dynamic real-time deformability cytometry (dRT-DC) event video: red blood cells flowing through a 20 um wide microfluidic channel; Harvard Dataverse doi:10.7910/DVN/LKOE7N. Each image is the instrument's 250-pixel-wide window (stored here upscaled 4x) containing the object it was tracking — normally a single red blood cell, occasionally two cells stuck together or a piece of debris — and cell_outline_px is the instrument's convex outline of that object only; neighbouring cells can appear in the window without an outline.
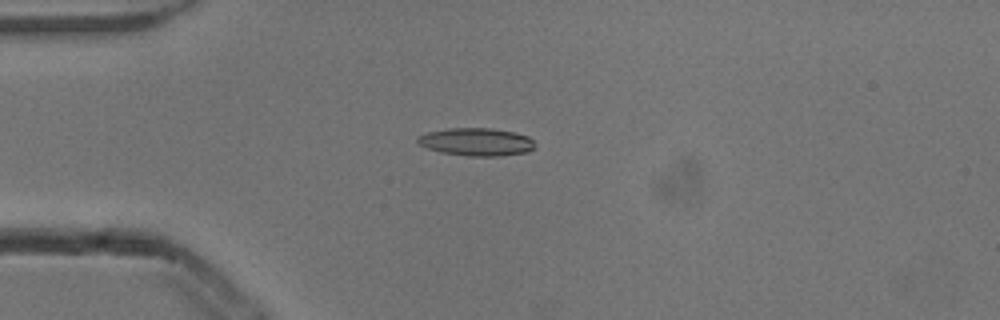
{"species": "common noctule bat (a hibernating species)", "species_latin": "Nyctalus noctula", "temperature_condition": "cold", "stored_images_in_passage": 4, "camera_frame_rate_fps": 3000, "um_per_image_px": 0.085, "animal": {"sex": "male", "body_mass_g": 13.3}, "frame": {"image": 1, "passage_image": 2, "time_ms": 0.333, "image_size_px": [1000, 320], "cell_outline_px": [[536, 148], [528, 152], [500, 156], [468, 156], [440, 152], [428, 148], [420, 144], [416, 140], [416, 136], [428, 132], [448, 128], [492, 128], [512, 132], [528, 136], [536, 144]], "centroid_in_image_um": [40.51, 12.06], "position_along_channel_um": 44.5, "area_um2": 19.13}}
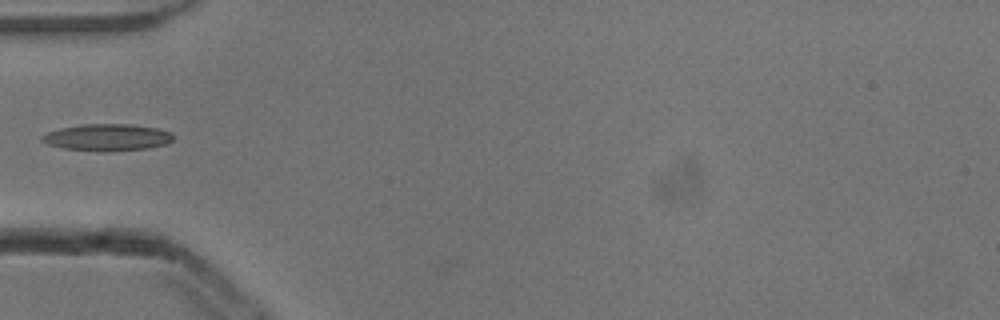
{"frame": {"image": 2, "passage_image": 3, "time_ms": 0.667, "image_size_px": [1000, 320], "cell_outline_px": [[172, 140], [168, 144], [148, 148], [104, 152], [96, 152], [64, 148], [48, 144], [40, 140], [40, 136], [48, 132], [60, 128], [84, 124], [132, 124], [160, 128], [172, 132]], "centroid_in_image_um": [9.14, 11.68], "position_along_channel_um": 75.9, "area_um2": 20.81}}
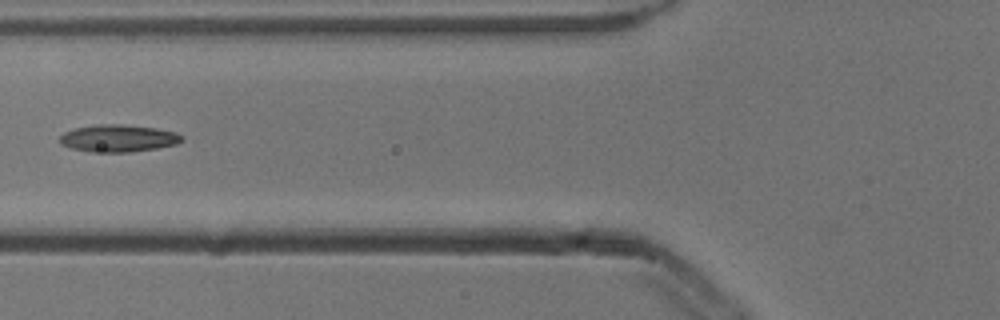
{"frame": {"image": 3, "passage_image": 4, "time_ms": 1.0, "image_size_px": [1000, 320], "cell_outline_px": [[184, 140], [176, 144], [156, 148], [132, 152], [92, 152], [72, 148], [60, 144], [60, 136], [64, 132], [76, 128], [96, 124], [124, 124], [156, 128], [176, 132], [184, 136]], "centroid_in_image_um": [10.08, 11.75], "position_along_channel_um": 115.7, "area_um2": 19.48}}